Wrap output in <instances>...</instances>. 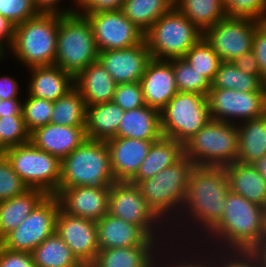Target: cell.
Here are the masks:
<instances>
[{"label": "cell", "mask_w": 266, "mask_h": 267, "mask_svg": "<svg viewBox=\"0 0 266 267\" xmlns=\"http://www.w3.org/2000/svg\"><path fill=\"white\" fill-rule=\"evenodd\" d=\"M57 34L58 14L39 12L16 25L14 41L8 49V59L13 57L25 68L54 65Z\"/></svg>", "instance_id": "cell-3"}, {"label": "cell", "mask_w": 266, "mask_h": 267, "mask_svg": "<svg viewBox=\"0 0 266 267\" xmlns=\"http://www.w3.org/2000/svg\"><path fill=\"white\" fill-rule=\"evenodd\" d=\"M14 171L29 188H39L55 195L61 178V160L36 148L30 141L9 147L5 154Z\"/></svg>", "instance_id": "cell-11"}, {"label": "cell", "mask_w": 266, "mask_h": 267, "mask_svg": "<svg viewBox=\"0 0 266 267\" xmlns=\"http://www.w3.org/2000/svg\"><path fill=\"white\" fill-rule=\"evenodd\" d=\"M22 100V101H21ZM23 99H0V117L23 116Z\"/></svg>", "instance_id": "cell-54"}, {"label": "cell", "mask_w": 266, "mask_h": 267, "mask_svg": "<svg viewBox=\"0 0 266 267\" xmlns=\"http://www.w3.org/2000/svg\"><path fill=\"white\" fill-rule=\"evenodd\" d=\"M8 147L1 141L0 137V155H4Z\"/></svg>", "instance_id": "cell-59"}, {"label": "cell", "mask_w": 266, "mask_h": 267, "mask_svg": "<svg viewBox=\"0 0 266 267\" xmlns=\"http://www.w3.org/2000/svg\"><path fill=\"white\" fill-rule=\"evenodd\" d=\"M237 162L253 163L266 154V114L237 124Z\"/></svg>", "instance_id": "cell-32"}, {"label": "cell", "mask_w": 266, "mask_h": 267, "mask_svg": "<svg viewBox=\"0 0 266 267\" xmlns=\"http://www.w3.org/2000/svg\"><path fill=\"white\" fill-rule=\"evenodd\" d=\"M183 58L211 83L222 62L219 55L204 38L191 47Z\"/></svg>", "instance_id": "cell-39"}, {"label": "cell", "mask_w": 266, "mask_h": 267, "mask_svg": "<svg viewBox=\"0 0 266 267\" xmlns=\"http://www.w3.org/2000/svg\"><path fill=\"white\" fill-rule=\"evenodd\" d=\"M81 15L91 23L98 52L129 48L144 41V32L121 10Z\"/></svg>", "instance_id": "cell-15"}, {"label": "cell", "mask_w": 266, "mask_h": 267, "mask_svg": "<svg viewBox=\"0 0 266 267\" xmlns=\"http://www.w3.org/2000/svg\"><path fill=\"white\" fill-rule=\"evenodd\" d=\"M172 239L150 237L143 245L99 249L93 267H160V255Z\"/></svg>", "instance_id": "cell-18"}, {"label": "cell", "mask_w": 266, "mask_h": 267, "mask_svg": "<svg viewBox=\"0 0 266 267\" xmlns=\"http://www.w3.org/2000/svg\"><path fill=\"white\" fill-rule=\"evenodd\" d=\"M74 84L86 106L112 101L117 86L99 60L78 72L74 76Z\"/></svg>", "instance_id": "cell-25"}, {"label": "cell", "mask_w": 266, "mask_h": 267, "mask_svg": "<svg viewBox=\"0 0 266 267\" xmlns=\"http://www.w3.org/2000/svg\"><path fill=\"white\" fill-rule=\"evenodd\" d=\"M0 267H36L32 254L25 251H13L0 245Z\"/></svg>", "instance_id": "cell-48"}, {"label": "cell", "mask_w": 266, "mask_h": 267, "mask_svg": "<svg viewBox=\"0 0 266 267\" xmlns=\"http://www.w3.org/2000/svg\"><path fill=\"white\" fill-rule=\"evenodd\" d=\"M46 196L43 190L30 188L21 195L0 201V241L16 229Z\"/></svg>", "instance_id": "cell-31"}, {"label": "cell", "mask_w": 266, "mask_h": 267, "mask_svg": "<svg viewBox=\"0 0 266 267\" xmlns=\"http://www.w3.org/2000/svg\"><path fill=\"white\" fill-rule=\"evenodd\" d=\"M211 120L206 95L178 92L161 110L163 137L183 145Z\"/></svg>", "instance_id": "cell-10"}, {"label": "cell", "mask_w": 266, "mask_h": 267, "mask_svg": "<svg viewBox=\"0 0 266 267\" xmlns=\"http://www.w3.org/2000/svg\"><path fill=\"white\" fill-rule=\"evenodd\" d=\"M207 101L211 120L238 124L266 114V92L210 88Z\"/></svg>", "instance_id": "cell-13"}, {"label": "cell", "mask_w": 266, "mask_h": 267, "mask_svg": "<svg viewBox=\"0 0 266 267\" xmlns=\"http://www.w3.org/2000/svg\"><path fill=\"white\" fill-rule=\"evenodd\" d=\"M211 88L241 92H266V85L255 75L237 68L232 61H222L211 83Z\"/></svg>", "instance_id": "cell-36"}, {"label": "cell", "mask_w": 266, "mask_h": 267, "mask_svg": "<svg viewBox=\"0 0 266 267\" xmlns=\"http://www.w3.org/2000/svg\"><path fill=\"white\" fill-rule=\"evenodd\" d=\"M55 64L74 76L98 60L91 23L77 12L58 14Z\"/></svg>", "instance_id": "cell-6"}, {"label": "cell", "mask_w": 266, "mask_h": 267, "mask_svg": "<svg viewBox=\"0 0 266 267\" xmlns=\"http://www.w3.org/2000/svg\"><path fill=\"white\" fill-rule=\"evenodd\" d=\"M116 137L158 141L163 137L161 112L147 105L124 111Z\"/></svg>", "instance_id": "cell-26"}, {"label": "cell", "mask_w": 266, "mask_h": 267, "mask_svg": "<svg viewBox=\"0 0 266 267\" xmlns=\"http://www.w3.org/2000/svg\"><path fill=\"white\" fill-rule=\"evenodd\" d=\"M32 1L38 12L57 13L61 15L76 12L78 5V0H71L72 5L68 0H32ZM66 1H68V3L70 4L69 7L68 5L66 7L64 6Z\"/></svg>", "instance_id": "cell-50"}, {"label": "cell", "mask_w": 266, "mask_h": 267, "mask_svg": "<svg viewBox=\"0 0 266 267\" xmlns=\"http://www.w3.org/2000/svg\"><path fill=\"white\" fill-rule=\"evenodd\" d=\"M19 79L12 75H5L0 76V99L1 100H9V99H23V91L24 87L21 86ZM22 90V92H21Z\"/></svg>", "instance_id": "cell-51"}, {"label": "cell", "mask_w": 266, "mask_h": 267, "mask_svg": "<svg viewBox=\"0 0 266 267\" xmlns=\"http://www.w3.org/2000/svg\"><path fill=\"white\" fill-rule=\"evenodd\" d=\"M202 38L203 31L174 6L144 33L154 60L183 58Z\"/></svg>", "instance_id": "cell-7"}, {"label": "cell", "mask_w": 266, "mask_h": 267, "mask_svg": "<svg viewBox=\"0 0 266 267\" xmlns=\"http://www.w3.org/2000/svg\"><path fill=\"white\" fill-rule=\"evenodd\" d=\"M152 59L145 40L129 48L98 53V60L117 84L140 82Z\"/></svg>", "instance_id": "cell-17"}, {"label": "cell", "mask_w": 266, "mask_h": 267, "mask_svg": "<svg viewBox=\"0 0 266 267\" xmlns=\"http://www.w3.org/2000/svg\"><path fill=\"white\" fill-rule=\"evenodd\" d=\"M53 103L49 100L36 98L27 94L24 95L22 115L26 128L30 133L36 128L50 123Z\"/></svg>", "instance_id": "cell-40"}, {"label": "cell", "mask_w": 266, "mask_h": 267, "mask_svg": "<svg viewBox=\"0 0 266 267\" xmlns=\"http://www.w3.org/2000/svg\"><path fill=\"white\" fill-rule=\"evenodd\" d=\"M233 63L247 74L255 75L266 85V80L260 74L257 59L252 50L235 59Z\"/></svg>", "instance_id": "cell-52"}, {"label": "cell", "mask_w": 266, "mask_h": 267, "mask_svg": "<svg viewBox=\"0 0 266 267\" xmlns=\"http://www.w3.org/2000/svg\"><path fill=\"white\" fill-rule=\"evenodd\" d=\"M266 182V154L251 163Z\"/></svg>", "instance_id": "cell-55"}, {"label": "cell", "mask_w": 266, "mask_h": 267, "mask_svg": "<svg viewBox=\"0 0 266 267\" xmlns=\"http://www.w3.org/2000/svg\"><path fill=\"white\" fill-rule=\"evenodd\" d=\"M140 83L145 104L160 112L178 93L173 68L167 60L152 59Z\"/></svg>", "instance_id": "cell-22"}, {"label": "cell", "mask_w": 266, "mask_h": 267, "mask_svg": "<svg viewBox=\"0 0 266 267\" xmlns=\"http://www.w3.org/2000/svg\"><path fill=\"white\" fill-rule=\"evenodd\" d=\"M226 16L266 22V0H224Z\"/></svg>", "instance_id": "cell-42"}, {"label": "cell", "mask_w": 266, "mask_h": 267, "mask_svg": "<svg viewBox=\"0 0 266 267\" xmlns=\"http://www.w3.org/2000/svg\"><path fill=\"white\" fill-rule=\"evenodd\" d=\"M99 249L143 245L150 236L140 227L109 213L96 221Z\"/></svg>", "instance_id": "cell-24"}, {"label": "cell", "mask_w": 266, "mask_h": 267, "mask_svg": "<svg viewBox=\"0 0 266 267\" xmlns=\"http://www.w3.org/2000/svg\"><path fill=\"white\" fill-rule=\"evenodd\" d=\"M184 155L195 166L225 167L237 162V124L210 120L184 144Z\"/></svg>", "instance_id": "cell-8"}, {"label": "cell", "mask_w": 266, "mask_h": 267, "mask_svg": "<svg viewBox=\"0 0 266 267\" xmlns=\"http://www.w3.org/2000/svg\"><path fill=\"white\" fill-rule=\"evenodd\" d=\"M264 207L229 191L221 220L198 242L224 250H253L262 240Z\"/></svg>", "instance_id": "cell-2"}, {"label": "cell", "mask_w": 266, "mask_h": 267, "mask_svg": "<svg viewBox=\"0 0 266 267\" xmlns=\"http://www.w3.org/2000/svg\"><path fill=\"white\" fill-rule=\"evenodd\" d=\"M28 81L25 94L55 102L74 87V75L59 66H35L27 68Z\"/></svg>", "instance_id": "cell-21"}, {"label": "cell", "mask_w": 266, "mask_h": 267, "mask_svg": "<svg viewBox=\"0 0 266 267\" xmlns=\"http://www.w3.org/2000/svg\"><path fill=\"white\" fill-rule=\"evenodd\" d=\"M216 267H261L258 255L253 250H224L214 248Z\"/></svg>", "instance_id": "cell-44"}, {"label": "cell", "mask_w": 266, "mask_h": 267, "mask_svg": "<svg viewBox=\"0 0 266 267\" xmlns=\"http://www.w3.org/2000/svg\"><path fill=\"white\" fill-rule=\"evenodd\" d=\"M183 156L184 145L182 143L162 137L152 143L137 174L130 182L138 185L141 181L152 178L166 167L173 165Z\"/></svg>", "instance_id": "cell-29"}, {"label": "cell", "mask_w": 266, "mask_h": 267, "mask_svg": "<svg viewBox=\"0 0 266 267\" xmlns=\"http://www.w3.org/2000/svg\"><path fill=\"white\" fill-rule=\"evenodd\" d=\"M8 55V49L0 43V65L5 61L4 59L8 60Z\"/></svg>", "instance_id": "cell-57"}, {"label": "cell", "mask_w": 266, "mask_h": 267, "mask_svg": "<svg viewBox=\"0 0 266 267\" xmlns=\"http://www.w3.org/2000/svg\"><path fill=\"white\" fill-rule=\"evenodd\" d=\"M262 22L249 18H230L217 22L203 32V38L221 61H234L252 50L253 36Z\"/></svg>", "instance_id": "cell-14"}, {"label": "cell", "mask_w": 266, "mask_h": 267, "mask_svg": "<svg viewBox=\"0 0 266 267\" xmlns=\"http://www.w3.org/2000/svg\"><path fill=\"white\" fill-rule=\"evenodd\" d=\"M253 251L258 255L261 267H266V243H259Z\"/></svg>", "instance_id": "cell-56"}, {"label": "cell", "mask_w": 266, "mask_h": 267, "mask_svg": "<svg viewBox=\"0 0 266 267\" xmlns=\"http://www.w3.org/2000/svg\"><path fill=\"white\" fill-rule=\"evenodd\" d=\"M109 194L110 186L103 189L78 186L58 189L55 196L65 213L97 221L108 213Z\"/></svg>", "instance_id": "cell-19"}, {"label": "cell", "mask_w": 266, "mask_h": 267, "mask_svg": "<svg viewBox=\"0 0 266 267\" xmlns=\"http://www.w3.org/2000/svg\"><path fill=\"white\" fill-rule=\"evenodd\" d=\"M160 267H216L214 248L171 241L162 248Z\"/></svg>", "instance_id": "cell-28"}, {"label": "cell", "mask_w": 266, "mask_h": 267, "mask_svg": "<svg viewBox=\"0 0 266 267\" xmlns=\"http://www.w3.org/2000/svg\"><path fill=\"white\" fill-rule=\"evenodd\" d=\"M195 164L185 155L138 186L154 212L170 227L179 217Z\"/></svg>", "instance_id": "cell-4"}, {"label": "cell", "mask_w": 266, "mask_h": 267, "mask_svg": "<svg viewBox=\"0 0 266 267\" xmlns=\"http://www.w3.org/2000/svg\"><path fill=\"white\" fill-rule=\"evenodd\" d=\"M32 0H0V14L18 25L38 14Z\"/></svg>", "instance_id": "cell-46"}, {"label": "cell", "mask_w": 266, "mask_h": 267, "mask_svg": "<svg viewBox=\"0 0 266 267\" xmlns=\"http://www.w3.org/2000/svg\"><path fill=\"white\" fill-rule=\"evenodd\" d=\"M76 267H93V266H92V264H90V263H81V264H79V265L76 266Z\"/></svg>", "instance_id": "cell-60"}, {"label": "cell", "mask_w": 266, "mask_h": 267, "mask_svg": "<svg viewBox=\"0 0 266 267\" xmlns=\"http://www.w3.org/2000/svg\"><path fill=\"white\" fill-rule=\"evenodd\" d=\"M174 7L203 32L227 17L224 0H175Z\"/></svg>", "instance_id": "cell-33"}, {"label": "cell", "mask_w": 266, "mask_h": 267, "mask_svg": "<svg viewBox=\"0 0 266 267\" xmlns=\"http://www.w3.org/2000/svg\"><path fill=\"white\" fill-rule=\"evenodd\" d=\"M124 115L113 101L87 106L85 132L87 139L108 141L117 135Z\"/></svg>", "instance_id": "cell-30"}, {"label": "cell", "mask_w": 266, "mask_h": 267, "mask_svg": "<svg viewBox=\"0 0 266 267\" xmlns=\"http://www.w3.org/2000/svg\"><path fill=\"white\" fill-rule=\"evenodd\" d=\"M60 205L55 195H47L0 245L13 251L32 252L47 237L55 233Z\"/></svg>", "instance_id": "cell-12"}, {"label": "cell", "mask_w": 266, "mask_h": 267, "mask_svg": "<svg viewBox=\"0 0 266 267\" xmlns=\"http://www.w3.org/2000/svg\"><path fill=\"white\" fill-rule=\"evenodd\" d=\"M125 0H78L76 12L94 14L121 10Z\"/></svg>", "instance_id": "cell-47"}, {"label": "cell", "mask_w": 266, "mask_h": 267, "mask_svg": "<svg viewBox=\"0 0 266 267\" xmlns=\"http://www.w3.org/2000/svg\"><path fill=\"white\" fill-rule=\"evenodd\" d=\"M115 182L106 141L87 139L61 160L59 189L78 186L103 189Z\"/></svg>", "instance_id": "cell-5"}, {"label": "cell", "mask_w": 266, "mask_h": 267, "mask_svg": "<svg viewBox=\"0 0 266 267\" xmlns=\"http://www.w3.org/2000/svg\"><path fill=\"white\" fill-rule=\"evenodd\" d=\"M55 232L81 263L94 262L99 252L96 221L71 216L59 209Z\"/></svg>", "instance_id": "cell-16"}, {"label": "cell", "mask_w": 266, "mask_h": 267, "mask_svg": "<svg viewBox=\"0 0 266 267\" xmlns=\"http://www.w3.org/2000/svg\"><path fill=\"white\" fill-rule=\"evenodd\" d=\"M86 103L74 87L53 103L50 123L69 127H85Z\"/></svg>", "instance_id": "cell-37"}, {"label": "cell", "mask_w": 266, "mask_h": 267, "mask_svg": "<svg viewBox=\"0 0 266 267\" xmlns=\"http://www.w3.org/2000/svg\"><path fill=\"white\" fill-rule=\"evenodd\" d=\"M15 27L14 23L0 14V43L7 49L12 46L14 41Z\"/></svg>", "instance_id": "cell-53"}, {"label": "cell", "mask_w": 266, "mask_h": 267, "mask_svg": "<svg viewBox=\"0 0 266 267\" xmlns=\"http://www.w3.org/2000/svg\"><path fill=\"white\" fill-rule=\"evenodd\" d=\"M87 140L85 127H69L49 123L30 133V142L38 149L58 157L68 156Z\"/></svg>", "instance_id": "cell-23"}, {"label": "cell", "mask_w": 266, "mask_h": 267, "mask_svg": "<svg viewBox=\"0 0 266 267\" xmlns=\"http://www.w3.org/2000/svg\"><path fill=\"white\" fill-rule=\"evenodd\" d=\"M28 185L14 171L5 155H0V201L25 193Z\"/></svg>", "instance_id": "cell-41"}, {"label": "cell", "mask_w": 266, "mask_h": 267, "mask_svg": "<svg viewBox=\"0 0 266 267\" xmlns=\"http://www.w3.org/2000/svg\"><path fill=\"white\" fill-rule=\"evenodd\" d=\"M1 141L9 148L30 141L23 116L0 117Z\"/></svg>", "instance_id": "cell-43"}, {"label": "cell", "mask_w": 266, "mask_h": 267, "mask_svg": "<svg viewBox=\"0 0 266 267\" xmlns=\"http://www.w3.org/2000/svg\"><path fill=\"white\" fill-rule=\"evenodd\" d=\"M173 68L178 92H192L206 95L211 88V82L197 72L184 58L167 60Z\"/></svg>", "instance_id": "cell-38"}, {"label": "cell", "mask_w": 266, "mask_h": 267, "mask_svg": "<svg viewBox=\"0 0 266 267\" xmlns=\"http://www.w3.org/2000/svg\"><path fill=\"white\" fill-rule=\"evenodd\" d=\"M252 51L257 59L260 74L266 80V22H262L256 28Z\"/></svg>", "instance_id": "cell-49"}, {"label": "cell", "mask_w": 266, "mask_h": 267, "mask_svg": "<svg viewBox=\"0 0 266 267\" xmlns=\"http://www.w3.org/2000/svg\"><path fill=\"white\" fill-rule=\"evenodd\" d=\"M36 267H76L81 262L55 232L31 252Z\"/></svg>", "instance_id": "cell-34"}, {"label": "cell", "mask_w": 266, "mask_h": 267, "mask_svg": "<svg viewBox=\"0 0 266 267\" xmlns=\"http://www.w3.org/2000/svg\"><path fill=\"white\" fill-rule=\"evenodd\" d=\"M224 168L231 192L259 206H266V182L251 163L234 162Z\"/></svg>", "instance_id": "cell-27"}, {"label": "cell", "mask_w": 266, "mask_h": 267, "mask_svg": "<svg viewBox=\"0 0 266 267\" xmlns=\"http://www.w3.org/2000/svg\"><path fill=\"white\" fill-rule=\"evenodd\" d=\"M229 191L224 167L195 166L180 215L170 226L172 241L198 243L221 220Z\"/></svg>", "instance_id": "cell-1"}, {"label": "cell", "mask_w": 266, "mask_h": 267, "mask_svg": "<svg viewBox=\"0 0 266 267\" xmlns=\"http://www.w3.org/2000/svg\"><path fill=\"white\" fill-rule=\"evenodd\" d=\"M153 142L123 137L106 141L115 181H130L137 174Z\"/></svg>", "instance_id": "cell-20"}, {"label": "cell", "mask_w": 266, "mask_h": 267, "mask_svg": "<svg viewBox=\"0 0 266 267\" xmlns=\"http://www.w3.org/2000/svg\"><path fill=\"white\" fill-rule=\"evenodd\" d=\"M108 213L140 226L150 237L171 239L170 227L149 206L139 186L130 181L110 186Z\"/></svg>", "instance_id": "cell-9"}, {"label": "cell", "mask_w": 266, "mask_h": 267, "mask_svg": "<svg viewBox=\"0 0 266 267\" xmlns=\"http://www.w3.org/2000/svg\"><path fill=\"white\" fill-rule=\"evenodd\" d=\"M175 0H125L121 11L144 33L174 6Z\"/></svg>", "instance_id": "cell-35"}, {"label": "cell", "mask_w": 266, "mask_h": 267, "mask_svg": "<svg viewBox=\"0 0 266 267\" xmlns=\"http://www.w3.org/2000/svg\"><path fill=\"white\" fill-rule=\"evenodd\" d=\"M112 101L124 111L134 110L146 105L140 82L117 84Z\"/></svg>", "instance_id": "cell-45"}, {"label": "cell", "mask_w": 266, "mask_h": 267, "mask_svg": "<svg viewBox=\"0 0 266 267\" xmlns=\"http://www.w3.org/2000/svg\"><path fill=\"white\" fill-rule=\"evenodd\" d=\"M260 243H266V206L264 207V232Z\"/></svg>", "instance_id": "cell-58"}]
</instances>
